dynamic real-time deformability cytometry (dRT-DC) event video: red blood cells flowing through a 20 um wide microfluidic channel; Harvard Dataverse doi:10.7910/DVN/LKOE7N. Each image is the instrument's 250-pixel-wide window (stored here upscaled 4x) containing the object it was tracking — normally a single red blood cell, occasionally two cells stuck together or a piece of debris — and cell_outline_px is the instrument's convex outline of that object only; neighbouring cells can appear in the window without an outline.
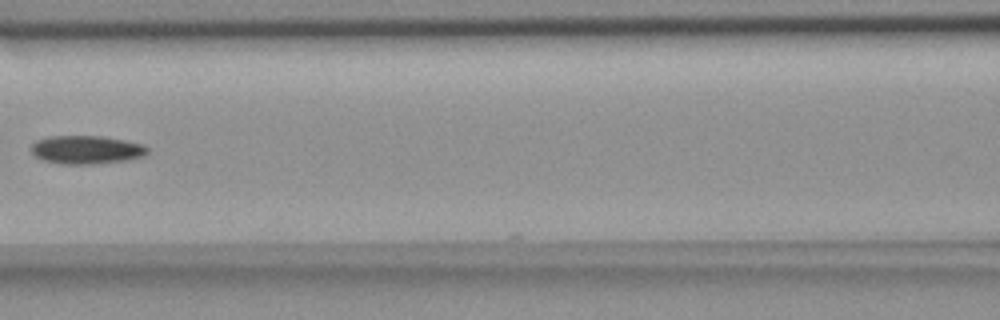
{"species": "common noctule bat (a hibernating species)", "species_latin": "Nyctalus noctula", "temperature_condition": "room temperature", "stored_images_in_passage": 6, "camera_frame_rate_fps": 3000, "um_per_image_px": 0.085, "animal": {"sex": "female", "body_mass_g": 18.4}, "frame": {"image": 1, "passage_image": 5, "time_ms": 4.667, "image_size_px": [1000, 320], "cell_outline_px": [[148, 152], [144, 156], [124, 160], [96, 164], [60, 164], [44, 160], [36, 156], [32, 152], [32, 144], [36, 140], [48, 136], [100, 136], [124, 140], [144, 144], [148, 148]], "centroid_in_image_um": [7.35, 12.72], "position_along_channel_um": 159.3, "area_um2": 19.19}}